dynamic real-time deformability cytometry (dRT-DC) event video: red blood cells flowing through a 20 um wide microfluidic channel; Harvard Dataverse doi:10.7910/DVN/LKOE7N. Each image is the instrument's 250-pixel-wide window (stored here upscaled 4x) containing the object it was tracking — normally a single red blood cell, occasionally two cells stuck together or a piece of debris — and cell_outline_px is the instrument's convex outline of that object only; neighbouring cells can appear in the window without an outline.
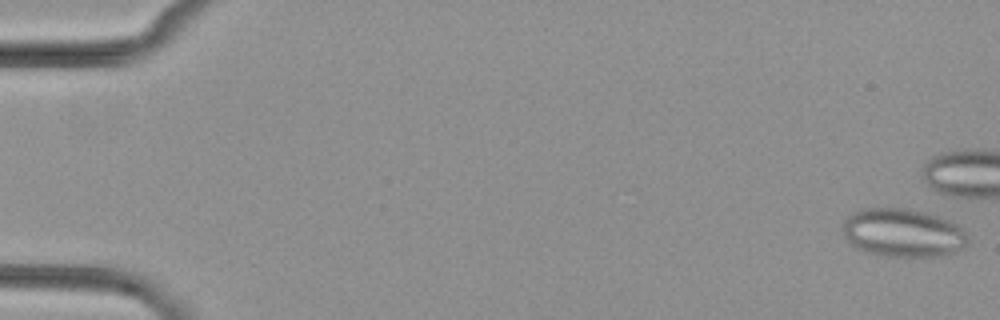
{"species": "common noctule bat (a hibernating species)", "species_latin": "Nyctalus noctula", "temperature_condition": "cold", "stored_images_in_passage": 6, "camera_frame_rate_fps": 3000, "um_per_image_px": 0.085, "animal": {"sex": "female", "body_mass_g": 29.2, "forearm_length_mm": 56.3}, "frame": {"image": 1, "passage_image": 1, "time_ms": 0.0, "image_size_px": [1000, 320], "cell_outline_px": [[968, 244], [952, 252], [940, 256], [888, 256], [868, 252], [856, 248], [844, 236], [844, 220], [852, 212], [864, 208], [908, 208], [924, 212], [960, 224], [968, 236]], "centroid_in_image_um": [76.76, 19.77], "position_along_channel_um": 8.2, "area_um2": 35.14}}